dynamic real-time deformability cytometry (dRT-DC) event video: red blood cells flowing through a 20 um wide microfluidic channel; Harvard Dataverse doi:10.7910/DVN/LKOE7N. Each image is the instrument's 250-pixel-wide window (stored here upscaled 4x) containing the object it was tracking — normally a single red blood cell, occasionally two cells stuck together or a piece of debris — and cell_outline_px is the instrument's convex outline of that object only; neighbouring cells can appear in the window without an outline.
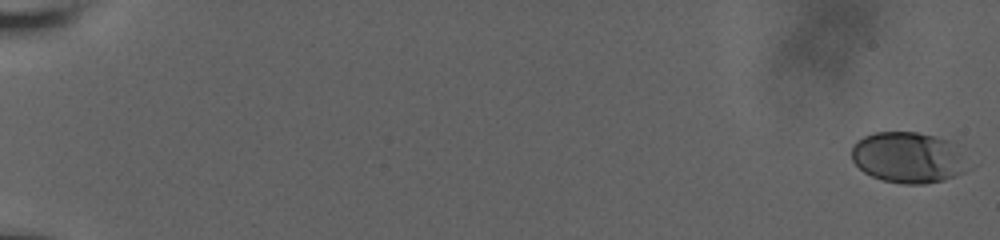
{"species": "human", "species_latin": "Homo sapiens", "temperature_condition": "room temperature", "stored_images_in_passage": 40, "camera_frame_rate_fps": 3000, "um_per_image_px": 0.085, "donor": {"sex": "male"}, "frame": {"image": 1, "passage_image": 1, "time_ms": 0.0, "image_size_px": [1000, 240], "cell_outline_px": [[976, 164], [972, 168], [964, 172], [944, 180], [924, 184], [904, 184], [884, 180], [872, 176], [864, 172], [852, 160], [852, 144], [856, 140], [872, 132], [916, 132], [948, 140]], "centroid_in_image_um": [77.27, 13.39], "position_along_channel_um": 7.7, "area_um2": 35.14}}
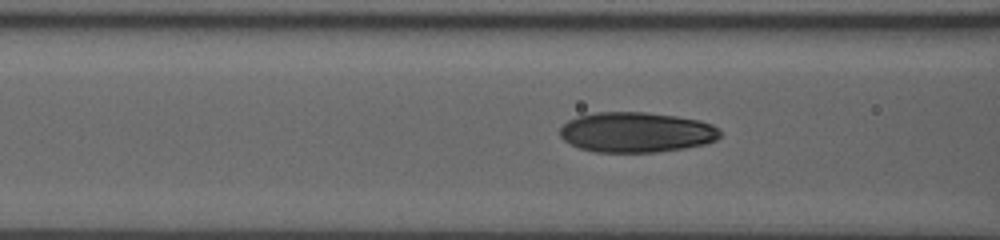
{"frame": {"image": 2, "passage_image": 23, "time_ms": 7.333, "image_size_px": [1000, 240], "cell_outline_px": [[720, 136], [716, 140], [704, 144], [684, 148], [656, 152], [596, 152], [580, 148], [564, 140], [560, 136], [560, 128], [568, 120], [576, 116], [596, 112], [644, 112], [676, 116], [700, 120], [712, 124], [720, 132]], "centroid_in_image_um": [54.07, 11.23], "position_along_channel_um": 112.5, "area_um2": 37.51}}
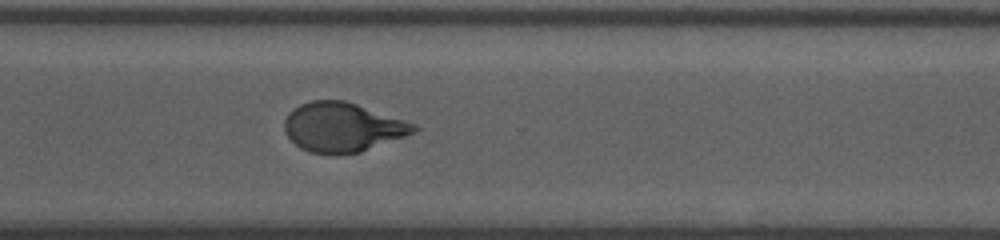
{"frame": {"image": 3, "passage_image": 40, "time_ms": 13.0, "image_size_px": [1000, 240], "cell_outline_px": [[420, 128], [416, 132], [360, 152], [336, 156], [308, 152], [300, 148], [284, 132], [284, 120], [288, 112], [300, 104], [312, 100], [344, 100], [416, 124]], "centroid_in_image_um": [29.09, 10.83], "position_along_channel_um": 341.5, "area_um2": 37.34}}